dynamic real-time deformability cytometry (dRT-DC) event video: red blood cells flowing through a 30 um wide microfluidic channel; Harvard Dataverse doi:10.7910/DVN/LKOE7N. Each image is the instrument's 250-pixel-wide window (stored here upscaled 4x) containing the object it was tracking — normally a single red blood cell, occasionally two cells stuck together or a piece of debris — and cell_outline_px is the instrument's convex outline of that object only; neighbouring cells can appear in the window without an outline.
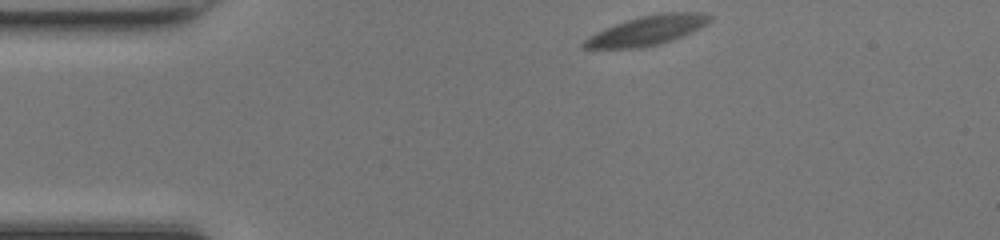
{"species": "common noctule bat (a hibernating species)", "species_latin": "Nyctalus noctula", "temperature_condition": "room temperature", "stored_images_in_passage": 45, "camera_frame_rate_fps": 3000, "um_per_image_px": 0.085, "animal": {"sex": "female", "body_mass_g": 17.0, "forearm_length_mm": 48.0}, "frame": {"image": 1, "passage_image": 1, "time_ms": 0.0, "image_size_px": [1000, 240], "cell_outline_px": [[712, 20], [700, 28], [692, 32], [672, 40], [660, 44], [640, 48], [584, 48], [580, 44], [588, 36], [596, 32], [616, 24], [628, 20], [644, 16], [664, 12], [704, 12], [712, 16]], "centroid_in_image_um": [55.04, 2.59], "position_along_channel_um": 30.0, "area_um2": 21.44}}
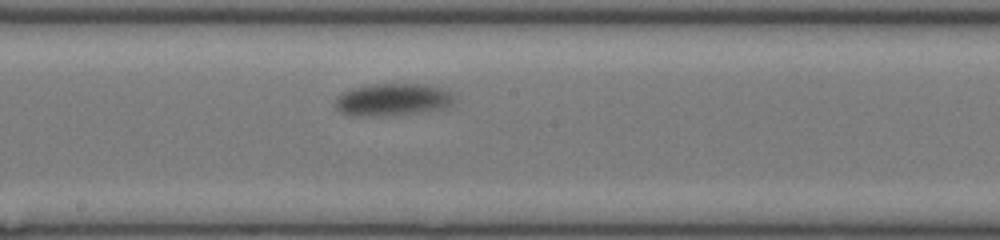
{"frame": {"image": 2, "passage_image": 20, "time_ms": 6.333, "image_size_px": [1000, 240], "cell_outline_px": [[452, 104], [448, 108], [384, 116], [352, 116], [340, 112], [336, 108], [336, 100], [344, 92], [352, 88], [372, 84], [424, 84], [440, 88], [448, 92], [452, 96]], "centroid_in_image_um": [33.35, 8.48], "position_along_channel_um": 214.9, "area_um2": 22.14}}
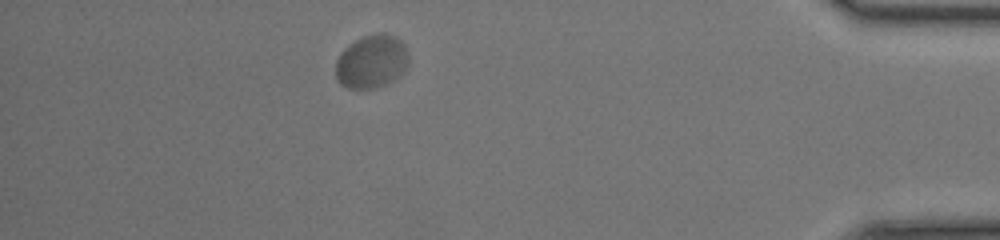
{"frame": {"image": 3, "passage_image": 39, "time_ms": 12.667, "image_size_px": [1000, 240], "cell_outline_px": [[408, 64], [404, 72], [396, 80], [388, 84], [372, 88], [348, 88], [340, 84], [336, 80], [336, 60], [340, 52], [348, 44], [364, 36], [376, 32], [384, 32], [396, 36], [404, 44], [408, 52]], "centroid_in_image_um": [31.6, 5.22], "position_along_channel_um": 403.6, "area_um2": 23.18}, "authors_computed_cell_mechanics": {"area_um2": 21.7328, "velocity_mm_per_s": 3.8255, "shape_relaxation_time_tau1_ms": 4.3344, "shape_relaxation_time_tau2_ms": null, "deformation_change_tau1": 0.1713, "deformation_change_tau2": null}}